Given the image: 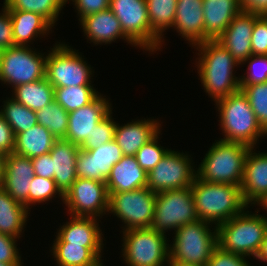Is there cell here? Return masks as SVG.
Returning <instances> with one entry per match:
<instances>
[{
    "instance_id": "obj_1",
    "label": "cell",
    "mask_w": 267,
    "mask_h": 266,
    "mask_svg": "<svg viewBox=\"0 0 267 266\" xmlns=\"http://www.w3.org/2000/svg\"><path fill=\"white\" fill-rule=\"evenodd\" d=\"M199 51L198 73L206 93L214 102L241 90L240 78L233 75L240 65L217 40H207L194 45ZM201 51V52H200Z\"/></svg>"
},
{
    "instance_id": "obj_2",
    "label": "cell",
    "mask_w": 267,
    "mask_h": 266,
    "mask_svg": "<svg viewBox=\"0 0 267 266\" xmlns=\"http://www.w3.org/2000/svg\"><path fill=\"white\" fill-rule=\"evenodd\" d=\"M191 189L198 219L214 222L216 227L248 207L241 186L205 182L196 176Z\"/></svg>"
},
{
    "instance_id": "obj_3",
    "label": "cell",
    "mask_w": 267,
    "mask_h": 266,
    "mask_svg": "<svg viewBox=\"0 0 267 266\" xmlns=\"http://www.w3.org/2000/svg\"><path fill=\"white\" fill-rule=\"evenodd\" d=\"M220 112L221 129L227 142L241 143L254 148L258 138L267 133L259 125L242 90L216 101Z\"/></svg>"
},
{
    "instance_id": "obj_4",
    "label": "cell",
    "mask_w": 267,
    "mask_h": 266,
    "mask_svg": "<svg viewBox=\"0 0 267 266\" xmlns=\"http://www.w3.org/2000/svg\"><path fill=\"white\" fill-rule=\"evenodd\" d=\"M248 212L243 211L217 226V242L221 249L244 257L257 256L267 233V219Z\"/></svg>"
},
{
    "instance_id": "obj_5",
    "label": "cell",
    "mask_w": 267,
    "mask_h": 266,
    "mask_svg": "<svg viewBox=\"0 0 267 266\" xmlns=\"http://www.w3.org/2000/svg\"><path fill=\"white\" fill-rule=\"evenodd\" d=\"M249 149L241 143L217 140L199 165L197 177L205 182L241 186Z\"/></svg>"
},
{
    "instance_id": "obj_6",
    "label": "cell",
    "mask_w": 267,
    "mask_h": 266,
    "mask_svg": "<svg viewBox=\"0 0 267 266\" xmlns=\"http://www.w3.org/2000/svg\"><path fill=\"white\" fill-rule=\"evenodd\" d=\"M210 223L197 220L185 224L175 231L173 245H170L172 261L206 266L214 249L218 246L217 227L214 232L209 229Z\"/></svg>"
},
{
    "instance_id": "obj_7",
    "label": "cell",
    "mask_w": 267,
    "mask_h": 266,
    "mask_svg": "<svg viewBox=\"0 0 267 266\" xmlns=\"http://www.w3.org/2000/svg\"><path fill=\"white\" fill-rule=\"evenodd\" d=\"M123 256L129 266H164L169 261L170 250L166 235L150 228L123 232Z\"/></svg>"
},
{
    "instance_id": "obj_8",
    "label": "cell",
    "mask_w": 267,
    "mask_h": 266,
    "mask_svg": "<svg viewBox=\"0 0 267 266\" xmlns=\"http://www.w3.org/2000/svg\"><path fill=\"white\" fill-rule=\"evenodd\" d=\"M198 219L191 187L156 193L154 219L151 228L165 235Z\"/></svg>"
},
{
    "instance_id": "obj_9",
    "label": "cell",
    "mask_w": 267,
    "mask_h": 266,
    "mask_svg": "<svg viewBox=\"0 0 267 266\" xmlns=\"http://www.w3.org/2000/svg\"><path fill=\"white\" fill-rule=\"evenodd\" d=\"M69 47L59 43L49 51L45 78L54 88L91 86V67L79 53Z\"/></svg>"
},
{
    "instance_id": "obj_10",
    "label": "cell",
    "mask_w": 267,
    "mask_h": 266,
    "mask_svg": "<svg viewBox=\"0 0 267 266\" xmlns=\"http://www.w3.org/2000/svg\"><path fill=\"white\" fill-rule=\"evenodd\" d=\"M156 193L147 186L119 193H109L108 212L124 222L125 230L150 228L155 212Z\"/></svg>"
},
{
    "instance_id": "obj_11",
    "label": "cell",
    "mask_w": 267,
    "mask_h": 266,
    "mask_svg": "<svg viewBox=\"0 0 267 266\" xmlns=\"http://www.w3.org/2000/svg\"><path fill=\"white\" fill-rule=\"evenodd\" d=\"M27 46L0 51L1 82L16 87L45 78L46 58Z\"/></svg>"
},
{
    "instance_id": "obj_12",
    "label": "cell",
    "mask_w": 267,
    "mask_h": 266,
    "mask_svg": "<svg viewBox=\"0 0 267 266\" xmlns=\"http://www.w3.org/2000/svg\"><path fill=\"white\" fill-rule=\"evenodd\" d=\"M169 150L148 173L147 187L155 192L191 187L197 171L187 154Z\"/></svg>"
},
{
    "instance_id": "obj_13",
    "label": "cell",
    "mask_w": 267,
    "mask_h": 266,
    "mask_svg": "<svg viewBox=\"0 0 267 266\" xmlns=\"http://www.w3.org/2000/svg\"><path fill=\"white\" fill-rule=\"evenodd\" d=\"M64 204L74 217H99L108 212L109 193L105 182L77 178L64 194Z\"/></svg>"
},
{
    "instance_id": "obj_14",
    "label": "cell",
    "mask_w": 267,
    "mask_h": 266,
    "mask_svg": "<svg viewBox=\"0 0 267 266\" xmlns=\"http://www.w3.org/2000/svg\"><path fill=\"white\" fill-rule=\"evenodd\" d=\"M109 9L124 34L138 47L150 51V21L146 0H110Z\"/></svg>"
},
{
    "instance_id": "obj_15",
    "label": "cell",
    "mask_w": 267,
    "mask_h": 266,
    "mask_svg": "<svg viewBox=\"0 0 267 266\" xmlns=\"http://www.w3.org/2000/svg\"><path fill=\"white\" fill-rule=\"evenodd\" d=\"M120 146L113 139L92 150H79L76 158L77 178L106 182L112 167L123 157Z\"/></svg>"
},
{
    "instance_id": "obj_16",
    "label": "cell",
    "mask_w": 267,
    "mask_h": 266,
    "mask_svg": "<svg viewBox=\"0 0 267 266\" xmlns=\"http://www.w3.org/2000/svg\"><path fill=\"white\" fill-rule=\"evenodd\" d=\"M108 101L100 94L91 103L70 112L64 140L79 146L90 136L94 127L112 111Z\"/></svg>"
},
{
    "instance_id": "obj_17",
    "label": "cell",
    "mask_w": 267,
    "mask_h": 266,
    "mask_svg": "<svg viewBox=\"0 0 267 266\" xmlns=\"http://www.w3.org/2000/svg\"><path fill=\"white\" fill-rule=\"evenodd\" d=\"M32 159L10 153L6 155L1 187L17 202L29 208V190L34 177Z\"/></svg>"
},
{
    "instance_id": "obj_18",
    "label": "cell",
    "mask_w": 267,
    "mask_h": 266,
    "mask_svg": "<svg viewBox=\"0 0 267 266\" xmlns=\"http://www.w3.org/2000/svg\"><path fill=\"white\" fill-rule=\"evenodd\" d=\"M70 222L64 224L54 243H69L89 248L100 260L103 238L97 218L70 216Z\"/></svg>"
},
{
    "instance_id": "obj_19",
    "label": "cell",
    "mask_w": 267,
    "mask_h": 266,
    "mask_svg": "<svg viewBox=\"0 0 267 266\" xmlns=\"http://www.w3.org/2000/svg\"><path fill=\"white\" fill-rule=\"evenodd\" d=\"M253 26L254 14L241 12L217 39L240 64L252 55Z\"/></svg>"
},
{
    "instance_id": "obj_20",
    "label": "cell",
    "mask_w": 267,
    "mask_h": 266,
    "mask_svg": "<svg viewBox=\"0 0 267 266\" xmlns=\"http://www.w3.org/2000/svg\"><path fill=\"white\" fill-rule=\"evenodd\" d=\"M80 147L64 139L56 140L50 150L52 158V179L60 191H66L77 179L76 158Z\"/></svg>"
},
{
    "instance_id": "obj_21",
    "label": "cell",
    "mask_w": 267,
    "mask_h": 266,
    "mask_svg": "<svg viewBox=\"0 0 267 266\" xmlns=\"http://www.w3.org/2000/svg\"><path fill=\"white\" fill-rule=\"evenodd\" d=\"M241 12L239 0H203L204 41L217 40Z\"/></svg>"
},
{
    "instance_id": "obj_22",
    "label": "cell",
    "mask_w": 267,
    "mask_h": 266,
    "mask_svg": "<svg viewBox=\"0 0 267 266\" xmlns=\"http://www.w3.org/2000/svg\"><path fill=\"white\" fill-rule=\"evenodd\" d=\"M253 149L245 159L241 190L245 202L255 205L267 193V153H253Z\"/></svg>"
},
{
    "instance_id": "obj_23",
    "label": "cell",
    "mask_w": 267,
    "mask_h": 266,
    "mask_svg": "<svg viewBox=\"0 0 267 266\" xmlns=\"http://www.w3.org/2000/svg\"><path fill=\"white\" fill-rule=\"evenodd\" d=\"M203 0H178L173 27L189 43L204 41Z\"/></svg>"
},
{
    "instance_id": "obj_24",
    "label": "cell",
    "mask_w": 267,
    "mask_h": 266,
    "mask_svg": "<svg viewBox=\"0 0 267 266\" xmlns=\"http://www.w3.org/2000/svg\"><path fill=\"white\" fill-rule=\"evenodd\" d=\"M154 119L132 121L123 126L116 123L114 140L120 146L123 155L135 156L137 151L159 132L161 126Z\"/></svg>"
},
{
    "instance_id": "obj_25",
    "label": "cell",
    "mask_w": 267,
    "mask_h": 266,
    "mask_svg": "<svg viewBox=\"0 0 267 266\" xmlns=\"http://www.w3.org/2000/svg\"><path fill=\"white\" fill-rule=\"evenodd\" d=\"M85 35L94 44H110L112 41L122 38L126 39L128 43L136 46L123 32L120 21L116 18L114 13L108 8L87 15L80 20Z\"/></svg>"
},
{
    "instance_id": "obj_26",
    "label": "cell",
    "mask_w": 267,
    "mask_h": 266,
    "mask_svg": "<svg viewBox=\"0 0 267 266\" xmlns=\"http://www.w3.org/2000/svg\"><path fill=\"white\" fill-rule=\"evenodd\" d=\"M148 174L137 163L135 156L124 155L111 169L106 179L108 193L133 191L147 186Z\"/></svg>"
},
{
    "instance_id": "obj_27",
    "label": "cell",
    "mask_w": 267,
    "mask_h": 266,
    "mask_svg": "<svg viewBox=\"0 0 267 266\" xmlns=\"http://www.w3.org/2000/svg\"><path fill=\"white\" fill-rule=\"evenodd\" d=\"M178 0H146L150 21V52L160 49L162 33L173 27ZM162 40V41H161Z\"/></svg>"
},
{
    "instance_id": "obj_28",
    "label": "cell",
    "mask_w": 267,
    "mask_h": 266,
    "mask_svg": "<svg viewBox=\"0 0 267 266\" xmlns=\"http://www.w3.org/2000/svg\"><path fill=\"white\" fill-rule=\"evenodd\" d=\"M11 17L14 46H27L35 37L49 33L53 27L44 17L34 12L8 10Z\"/></svg>"
},
{
    "instance_id": "obj_29",
    "label": "cell",
    "mask_w": 267,
    "mask_h": 266,
    "mask_svg": "<svg viewBox=\"0 0 267 266\" xmlns=\"http://www.w3.org/2000/svg\"><path fill=\"white\" fill-rule=\"evenodd\" d=\"M56 138L42 125H35L15 136L13 153L30 159L49 153Z\"/></svg>"
},
{
    "instance_id": "obj_30",
    "label": "cell",
    "mask_w": 267,
    "mask_h": 266,
    "mask_svg": "<svg viewBox=\"0 0 267 266\" xmlns=\"http://www.w3.org/2000/svg\"><path fill=\"white\" fill-rule=\"evenodd\" d=\"M28 209L0 186V233L19 238L26 225Z\"/></svg>"
},
{
    "instance_id": "obj_31",
    "label": "cell",
    "mask_w": 267,
    "mask_h": 266,
    "mask_svg": "<svg viewBox=\"0 0 267 266\" xmlns=\"http://www.w3.org/2000/svg\"><path fill=\"white\" fill-rule=\"evenodd\" d=\"M13 99L27 108L37 111L54 101V87L46 78L13 88Z\"/></svg>"
},
{
    "instance_id": "obj_32",
    "label": "cell",
    "mask_w": 267,
    "mask_h": 266,
    "mask_svg": "<svg viewBox=\"0 0 267 266\" xmlns=\"http://www.w3.org/2000/svg\"><path fill=\"white\" fill-rule=\"evenodd\" d=\"M52 252L58 266H100L101 260L87 247L53 243Z\"/></svg>"
},
{
    "instance_id": "obj_33",
    "label": "cell",
    "mask_w": 267,
    "mask_h": 266,
    "mask_svg": "<svg viewBox=\"0 0 267 266\" xmlns=\"http://www.w3.org/2000/svg\"><path fill=\"white\" fill-rule=\"evenodd\" d=\"M4 102L0 115L12 127L15 136L38 124L36 111L17 102L13 97Z\"/></svg>"
},
{
    "instance_id": "obj_34",
    "label": "cell",
    "mask_w": 267,
    "mask_h": 266,
    "mask_svg": "<svg viewBox=\"0 0 267 266\" xmlns=\"http://www.w3.org/2000/svg\"><path fill=\"white\" fill-rule=\"evenodd\" d=\"M98 95L93 86L54 88V100L68 113L91 103Z\"/></svg>"
},
{
    "instance_id": "obj_35",
    "label": "cell",
    "mask_w": 267,
    "mask_h": 266,
    "mask_svg": "<svg viewBox=\"0 0 267 266\" xmlns=\"http://www.w3.org/2000/svg\"><path fill=\"white\" fill-rule=\"evenodd\" d=\"M66 3V0H4L8 10L34 12L44 17L52 26Z\"/></svg>"
},
{
    "instance_id": "obj_36",
    "label": "cell",
    "mask_w": 267,
    "mask_h": 266,
    "mask_svg": "<svg viewBox=\"0 0 267 266\" xmlns=\"http://www.w3.org/2000/svg\"><path fill=\"white\" fill-rule=\"evenodd\" d=\"M36 115L38 124L47 128L56 140L65 139L69 123V113L55 100L42 109L37 110Z\"/></svg>"
},
{
    "instance_id": "obj_37",
    "label": "cell",
    "mask_w": 267,
    "mask_h": 266,
    "mask_svg": "<svg viewBox=\"0 0 267 266\" xmlns=\"http://www.w3.org/2000/svg\"><path fill=\"white\" fill-rule=\"evenodd\" d=\"M262 129L267 133V82L240 85Z\"/></svg>"
},
{
    "instance_id": "obj_38",
    "label": "cell",
    "mask_w": 267,
    "mask_h": 266,
    "mask_svg": "<svg viewBox=\"0 0 267 266\" xmlns=\"http://www.w3.org/2000/svg\"><path fill=\"white\" fill-rule=\"evenodd\" d=\"M111 114L112 111L94 127L90 136L79 145L81 149L92 150L114 139L116 122Z\"/></svg>"
},
{
    "instance_id": "obj_39",
    "label": "cell",
    "mask_w": 267,
    "mask_h": 266,
    "mask_svg": "<svg viewBox=\"0 0 267 266\" xmlns=\"http://www.w3.org/2000/svg\"><path fill=\"white\" fill-rule=\"evenodd\" d=\"M29 190V206L30 204L43 203L49 201L54 195L58 193L61 200L64 201V194L56 186L53 179L43 178L34 175Z\"/></svg>"
},
{
    "instance_id": "obj_40",
    "label": "cell",
    "mask_w": 267,
    "mask_h": 266,
    "mask_svg": "<svg viewBox=\"0 0 267 266\" xmlns=\"http://www.w3.org/2000/svg\"><path fill=\"white\" fill-rule=\"evenodd\" d=\"M143 145L136 153L135 157L140 167L148 174L165 157L168 149L158 145V135Z\"/></svg>"
},
{
    "instance_id": "obj_41",
    "label": "cell",
    "mask_w": 267,
    "mask_h": 266,
    "mask_svg": "<svg viewBox=\"0 0 267 266\" xmlns=\"http://www.w3.org/2000/svg\"><path fill=\"white\" fill-rule=\"evenodd\" d=\"M250 60L248 74L240 78V85H252L267 82V55H251L244 62ZM258 67V68H257Z\"/></svg>"
},
{
    "instance_id": "obj_42",
    "label": "cell",
    "mask_w": 267,
    "mask_h": 266,
    "mask_svg": "<svg viewBox=\"0 0 267 266\" xmlns=\"http://www.w3.org/2000/svg\"><path fill=\"white\" fill-rule=\"evenodd\" d=\"M251 47L252 55H267V16L254 14Z\"/></svg>"
},
{
    "instance_id": "obj_43",
    "label": "cell",
    "mask_w": 267,
    "mask_h": 266,
    "mask_svg": "<svg viewBox=\"0 0 267 266\" xmlns=\"http://www.w3.org/2000/svg\"><path fill=\"white\" fill-rule=\"evenodd\" d=\"M206 266H250L244 256L227 252L217 246Z\"/></svg>"
},
{
    "instance_id": "obj_44",
    "label": "cell",
    "mask_w": 267,
    "mask_h": 266,
    "mask_svg": "<svg viewBox=\"0 0 267 266\" xmlns=\"http://www.w3.org/2000/svg\"><path fill=\"white\" fill-rule=\"evenodd\" d=\"M16 238L0 233V263H22Z\"/></svg>"
},
{
    "instance_id": "obj_45",
    "label": "cell",
    "mask_w": 267,
    "mask_h": 266,
    "mask_svg": "<svg viewBox=\"0 0 267 266\" xmlns=\"http://www.w3.org/2000/svg\"><path fill=\"white\" fill-rule=\"evenodd\" d=\"M3 7V13L0 15V51L14 47V36L10 13L5 4Z\"/></svg>"
},
{
    "instance_id": "obj_46",
    "label": "cell",
    "mask_w": 267,
    "mask_h": 266,
    "mask_svg": "<svg viewBox=\"0 0 267 266\" xmlns=\"http://www.w3.org/2000/svg\"><path fill=\"white\" fill-rule=\"evenodd\" d=\"M80 16L79 21L87 15L98 13L109 8L110 0H72ZM68 2V0H66Z\"/></svg>"
},
{
    "instance_id": "obj_47",
    "label": "cell",
    "mask_w": 267,
    "mask_h": 266,
    "mask_svg": "<svg viewBox=\"0 0 267 266\" xmlns=\"http://www.w3.org/2000/svg\"><path fill=\"white\" fill-rule=\"evenodd\" d=\"M15 147V135L12 127L0 115V152L5 155L13 153Z\"/></svg>"
},
{
    "instance_id": "obj_48",
    "label": "cell",
    "mask_w": 267,
    "mask_h": 266,
    "mask_svg": "<svg viewBox=\"0 0 267 266\" xmlns=\"http://www.w3.org/2000/svg\"><path fill=\"white\" fill-rule=\"evenodd\" d=\"M52 161L50 153L32 158L34 174L43 178L52 179Z\"/></svg>"
},
{
    "instance_id": "obj_49",
    "label": "cell",
    "mask_w": 267,
    "mask_h": 266,
    "mask_svg": "<svg viewBox=\"0 0 267 266\" xmlns=\"http://www.w3.org/2000/svg\"><path fill=\"white\" fill-rule=\"evenodd\" d=\"M242 12L267 16V0H239Z\"/></svg>"
},
{
    "instance_id": "obj_50",
    "label": "cell",
    "mask_w": 267,
    "mask_h": 266,
    "mask_svg": "<svg viewBox=\"0 0 267 266\" xmlns=\"http://www.w3.org/2000/svg\"><path fill=\"white\" fill-rule=\"evenodd\" d=\"M256 259L261 260V262H267V233L265 234L264 240L256 256Z\"/></svg>"
},
{
    "instance_id": "obj_51",
    "label": "cell",
    "mask_w": 267,
    "mask_h": 266,
    "mask_svg": "<svg viewBox=\"0 0 267 266\" xmlns=\"http://www.w3.org/2000/svg\"><path fill=\"white\" fill-rule=\"evenodd\" d=\"M5 160H6V155L0 152V186L4 178Z\"/></svg>"
},
{
    "instance_id": "obj_52",
    "label": "cell",
    "mask_w": 267,
    "mask_h": 266,
    "mask_svg": "<svg viewBox=\"0 0 267 266\" xmlns=\"http://www.w3.org/2000/svg\"><path fill=\"white\" fill-rule=\"evenodd\" d=\"M257 205H260L262 208L267 210V193L264 194L259 200L256 201ZM267 219V217H265Z\"/></svg>"
},
{
    "instance_id": "obj_53",
    "label": "cell",
    "mask_w": 267,
    "mask_h": 266,
    "mask_svg": "<svg viewBox=\"0 0 267 266\" xmlns=\"http://www.w3.org/2000/svg\"><path fill=\"white\" fill-rule=\"evenodd\" d=\"M169 266H201V265H194V264H189V263H182V262H177V261H172L169 258V261L167 263Z\"/></svg>"
},
{
    "instance_id": "obj_54",
    "label": "cell",
    "mask_w": 267,
    "mask_h": 266,
    "mask_svg": "<svg viewBox=\"0 0 267 266\" xmlns=\"http://www.w3.org/2000/svg\"><path fill=\"white\" fill-rule=\"evenodd\" d=\"M23 263H0V266H22Z\"/></svg>"
}]
</instances>
